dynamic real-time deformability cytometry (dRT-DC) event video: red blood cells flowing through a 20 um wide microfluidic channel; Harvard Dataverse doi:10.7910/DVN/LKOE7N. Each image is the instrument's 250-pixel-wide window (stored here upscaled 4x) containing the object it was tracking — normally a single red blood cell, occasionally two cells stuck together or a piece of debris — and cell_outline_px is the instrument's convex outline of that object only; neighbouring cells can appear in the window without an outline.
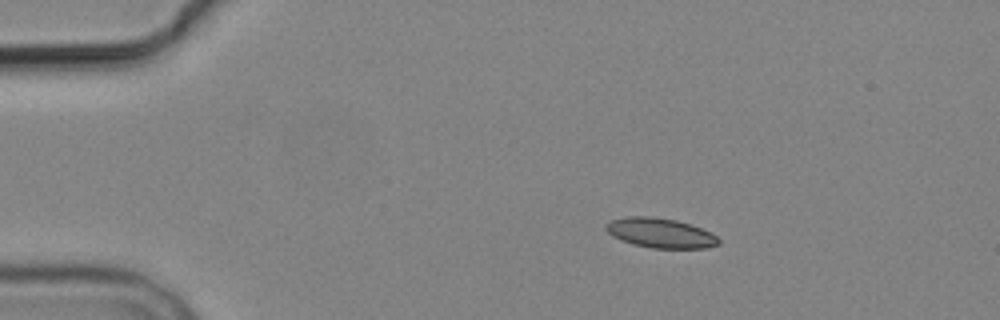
{"species": "common noctule bat (a hibernating species)", "species_latin": "Nyctalus noctula", "temperature_condition": "cold", "stored_images_in_passage": 4, "camera_frame_rate_fps": 3000, "um_per_image_px": 0.085, "animal": {"sex": "male", "body_mass_g": 19.2, "forearm_length_mm": 51.8}, "frame": {"image": 1, "passage_image": 2, "time_ms": 2.0, "image_size_px": [1000, 320], "cell_outline_px": [[720, 244], [704, 248], [652, 248], [632, 244], [620, 240], [612, 236], [604, 228], [604, 224], [612, 220], [624, 216], [652, 216], [676, 220], [692, 224], [712, 232], [720, 240]], "centroid_in_image_um": [56.12, 19.79], "position_along_channel_um": 28.9, "area_um2": 19.83}}